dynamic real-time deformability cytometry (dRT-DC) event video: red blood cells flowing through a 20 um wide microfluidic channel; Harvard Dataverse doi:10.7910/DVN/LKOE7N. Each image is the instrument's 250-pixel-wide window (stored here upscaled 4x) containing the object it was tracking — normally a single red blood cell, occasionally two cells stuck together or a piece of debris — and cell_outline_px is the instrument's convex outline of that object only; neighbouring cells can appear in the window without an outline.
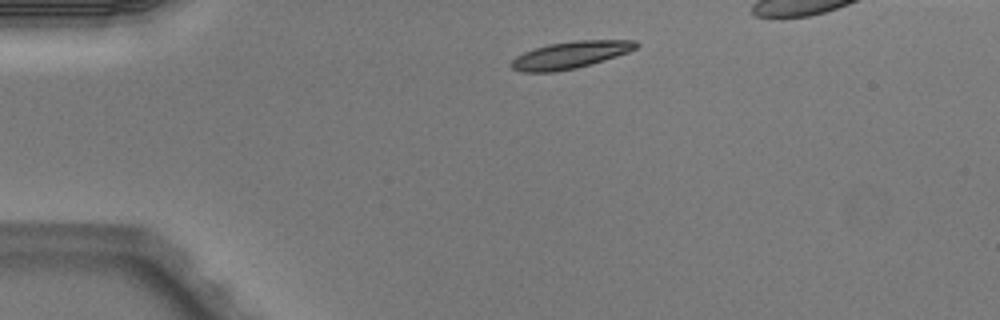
{"species": "Egyptian fruit bat (a non-hibernating species)", "species_latin": "Rousettus aegyptiacus", "temperature_condition": "warm", "stored_images_in_passage": 3, "segment_of_instrument_passage": [1, 2], "camera_frame_rate_fps": 3000, "um_per_image_px": 0.085, "animal": {"sex": "male"}, "frame": {"image": 1, "passage_image": 1, "time_ms": 0.0, "image_size_px": [1000, 320], "cell_outline_px": [[640, 44], [636, 48], [628, 52], [616, 56], [576, 68], [552, 72], [520, 72], [512, 68], [508, 64], [516, 56], [524, 52], [548, 44], [576, 40], [636, 40]], "centroid_in_image_um": [48.45, 4.67], "position_along_channel_um": 36.5, "area_um2": 19.59}}